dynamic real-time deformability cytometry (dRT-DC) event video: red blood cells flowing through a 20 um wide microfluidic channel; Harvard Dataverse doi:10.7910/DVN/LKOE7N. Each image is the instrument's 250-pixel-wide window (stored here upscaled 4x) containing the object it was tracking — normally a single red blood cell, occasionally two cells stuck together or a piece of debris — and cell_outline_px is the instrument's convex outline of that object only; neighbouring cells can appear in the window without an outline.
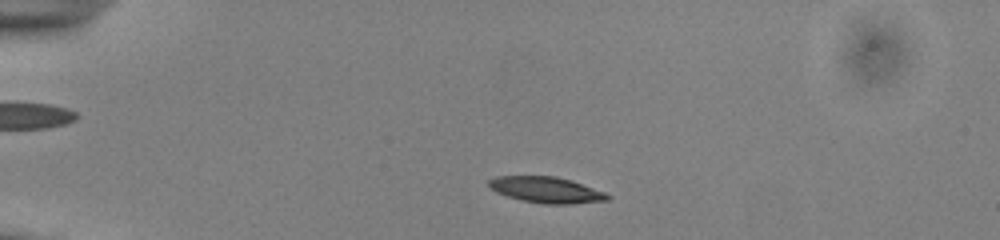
{"species": "common noctule bat (a hibernating species)", "species_latin": "Nyctalus noctula", "temperature_condition": "cold", "stored_images_in_passage": 47, "camera_frame_rate_fps": 3000, "um_per_image_px": 0.085, "animal": {"sex": "male", "body_mass_g": 13.0, "forearm_length_mm": 53.1}, "frame": {"image": 1, "passage_image": 6, "time_ms": 1.667, "image_size_px": [1000, 240], "cell_outline_px": [[612, 196], [608, 200], [572, 204], [544, 204], [520, 200], [496, 192], [488, 184], [488, 180], [496, 176], [556, 176], [572, 180], [604, 192]], "centroid_in_image_um": [46.45, 16.14], "position_along_channel_um": 38.6, "area_um2": 18.03}}
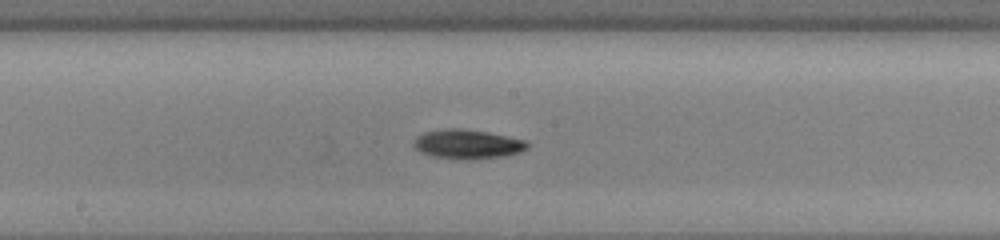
{"frame": {"image": 2, "passage_image": 23, "time_ms": 7.333, "image_size_px": [1000, 240], "cell_outline_px": [[532, 144], [528, 148], [520, 152], [504, 156], [464, 160], [452, 160], [432, 156], [420, 152], [412, 144], [416, 136], [424, 132], [444, 128], [460, 128], [488, 132], [508, 136], [524, 140]], "centroid_in_image_um": [39.72, 12.26], "position_along_channel_um": 208.5, "area_um2": 19.77}}
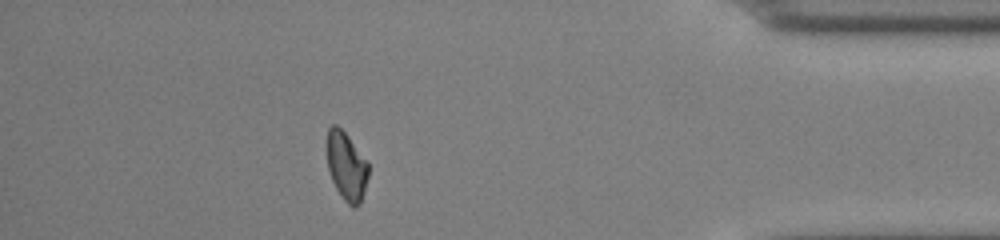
{"frame": {"image": 3, "passage_image": 41, "time_ms": 13.333, "image_size_px": [1000, 240], "cell_outline_px": [[368, 176], [364, 192], [360, 204], [356, 208], [352, 208], [344, 200], [336, 188], [332, 180], [328, 168], [324, 144], [328, 128], [332, 124], [336, 124], [348, 136], [368, 160]], "centroid_in_image_um": [29.42, 14.09], "position_along_channel_um": 405.8, "area_um2": 17.05}, "authors_computed_cell_mechanics": {"area_um2": 17.918, "velocity_mm_per_s": 3.9039, "shape_relaxation_time_tau1_ms": 4.1105, "shape_relaxation_time_tau2_ms": null, "deformation_change_tau1": 0.1385, "deformation_change_tau2": null}}